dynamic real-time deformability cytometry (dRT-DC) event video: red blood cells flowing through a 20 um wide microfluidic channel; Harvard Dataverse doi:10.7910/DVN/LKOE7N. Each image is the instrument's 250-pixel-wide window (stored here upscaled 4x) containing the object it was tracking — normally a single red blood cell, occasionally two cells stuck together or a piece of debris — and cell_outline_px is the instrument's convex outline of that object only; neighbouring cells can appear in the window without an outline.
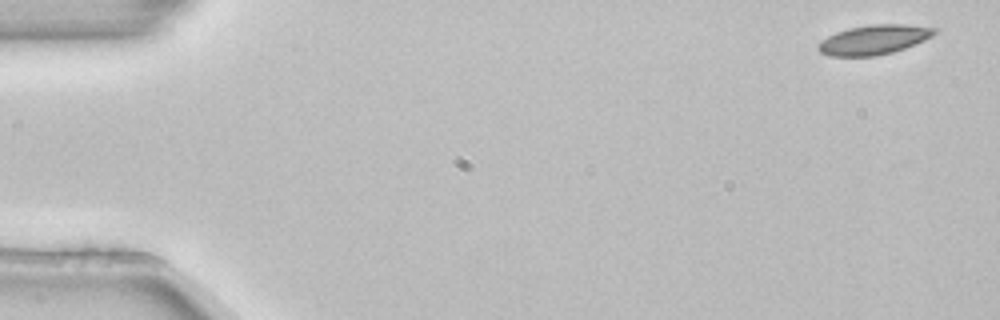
{"species": "common noctule bat (a hibernating species)", "species_latin": "Nyctalus noctula", "temperature_condition": "room temperature", "stored_images_in_passage": 4, "camera_frame_rate_fps": 3000, "um_per_image_px": 0.085, "animal": {"sex": "female", "body_mass_g": 22.7, "forearm_length_mm": 54.2}, "frame": {"image": 1, "passage_image": 1, "time_ms": 0.0, "image_size_px": [1000, 320], "cell_outline_px": [[940, 28], [932, 36], [916, 44], [892, 52], [876, 56], [832, 56], [820, 52], [816, 48], [816, 44], [828, 36], [836, 32], [848, 28], [872, 24], [904, 24]], "centroid_in_image_um": [74.28, 3.37], "position_along_channel_um": 10.7, "area_um2": 20.11}}
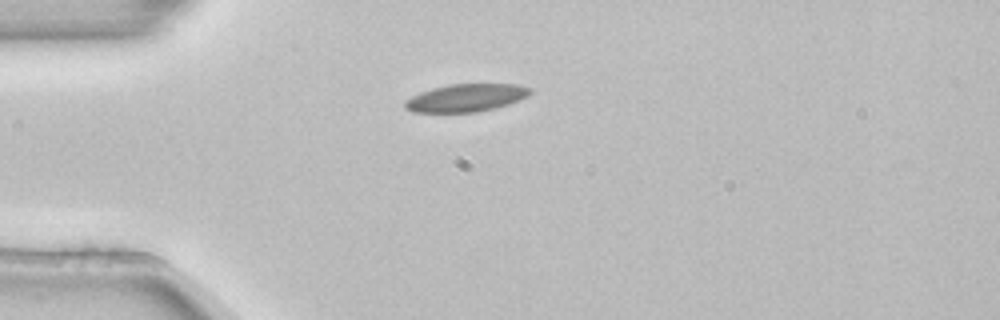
{"frame": {"image": 2, "passage_image": 4, "time_ms": 1.0, "image_size_px": [1000, 320], "cell_outline_px": [[532, 92], [528, 96], [508, 104], [476, 112], [412, 112], [404, 108], [404, 100], [420, 92], [432, 88], [448, 84], [520, 84], [532, 88]], "centroid_in_image_um": [39.6, 8.3], "position_along_channel_um": 45.4, "area_um2": 20.29}}